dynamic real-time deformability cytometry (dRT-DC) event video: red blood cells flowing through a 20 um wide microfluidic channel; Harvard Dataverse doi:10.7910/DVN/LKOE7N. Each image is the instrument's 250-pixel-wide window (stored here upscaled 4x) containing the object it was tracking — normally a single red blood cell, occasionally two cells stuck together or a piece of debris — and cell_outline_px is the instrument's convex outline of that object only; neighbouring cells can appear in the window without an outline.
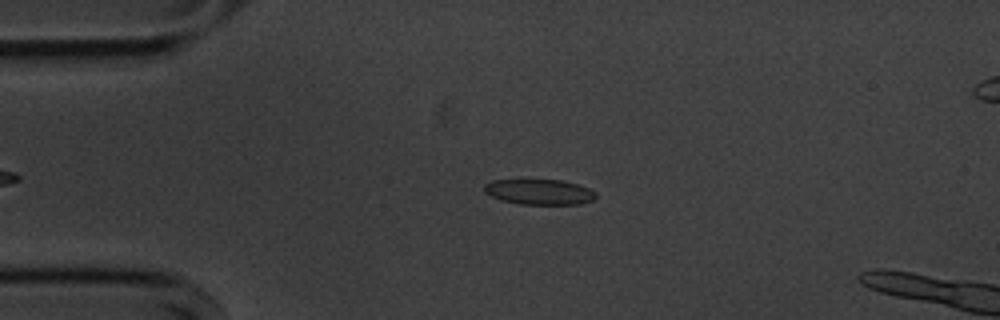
{"species": "common noctule bat (a hibernating species)", "species_latin": "Nyctalus noctula", "temperature_condition": "cold", "stored_images_in_passage": 11, "camera_frame_rate_fps": 3000, "um_per_image_px": 0.085, "animal": {"sex": "male", "body_mass_g": 20.1, "forearm_length_mm": 53.5}, "frame": {"image": 1, "passage_image": 8, "time_ms": 2.333, "image_size_px": [1000, 320], "cell_outline_px": [[596, 196], [592, 200], [580, 204], [520, 204], [500, 200], [484, 192], [484, 184], [492, 180], [520, 176], [560, 180], [576, 184], [588, 188], [596, 192]], "centroid_in_image_um": [45.75, 16.25], "position_along_channel_um": 39.3, "area_um2": 17.4}}